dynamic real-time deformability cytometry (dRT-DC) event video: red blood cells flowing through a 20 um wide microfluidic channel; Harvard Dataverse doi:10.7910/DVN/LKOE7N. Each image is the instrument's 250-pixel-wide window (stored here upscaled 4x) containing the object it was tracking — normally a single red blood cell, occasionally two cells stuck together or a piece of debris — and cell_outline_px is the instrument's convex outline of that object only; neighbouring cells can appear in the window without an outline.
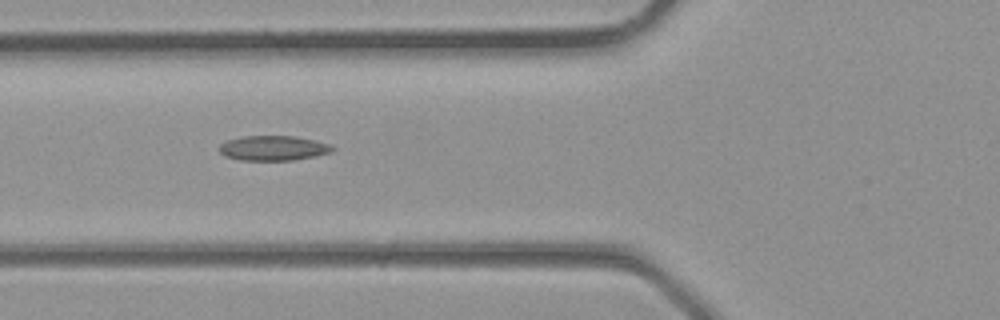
{"species": "common noctule bat (a hibernating species)", "species_latin": "Nyctalus noctula", "temperature_condition": "room temperature", "stored_images_in_passage": 3, "camera_frame_rate_fps": 3000, "um_per_image_px": 0.085, "animal": {"sex": "male", "body_mass_g": 23.1, "forearm_length_mm": 52.7}, "frame": {"image": 1, "passage_image": 2, "time_ms": 0.333, "image_size_px": [1000, 320], "cell_outline_px": [[336, 148], [332, 152], [316, 156], [292, 160], [240, 160], [224, 156], [220, 152], [220, 144], [228, 140], [240, 136], [296, 136], [328, 144]], "centroid_in_image_um": [23.22, 12.59], "position_along_channel_um": 102.6, "area_um2": 16.36}}
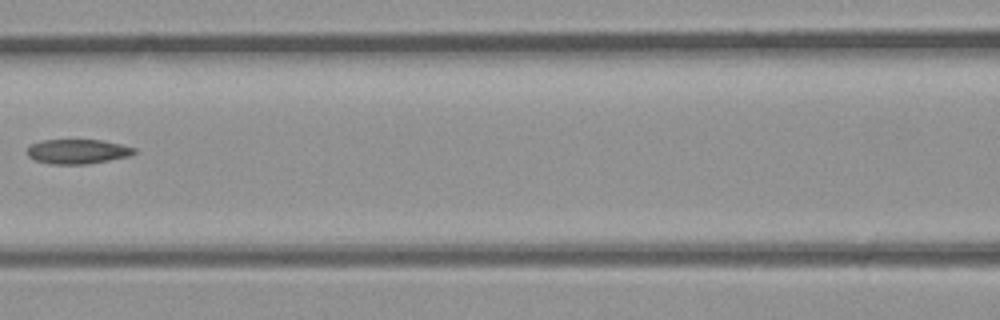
{"frame": {"image": 2, "passage_image": 3, "time_ms": 0.667, "image_size_px": [1000, 320], "cell_outline_px": [[136, 152], [128, 156], [88, 164], [52, 164], [36, 160], [28, 156], [28, 148], [32, 144], [40, 140], [100, 140], [120, 144], [136, 148]], "centroid_in_image_um": [6.59, 12.87], "position_along_channel_um": 160.0, "area_um2": 15.14}}